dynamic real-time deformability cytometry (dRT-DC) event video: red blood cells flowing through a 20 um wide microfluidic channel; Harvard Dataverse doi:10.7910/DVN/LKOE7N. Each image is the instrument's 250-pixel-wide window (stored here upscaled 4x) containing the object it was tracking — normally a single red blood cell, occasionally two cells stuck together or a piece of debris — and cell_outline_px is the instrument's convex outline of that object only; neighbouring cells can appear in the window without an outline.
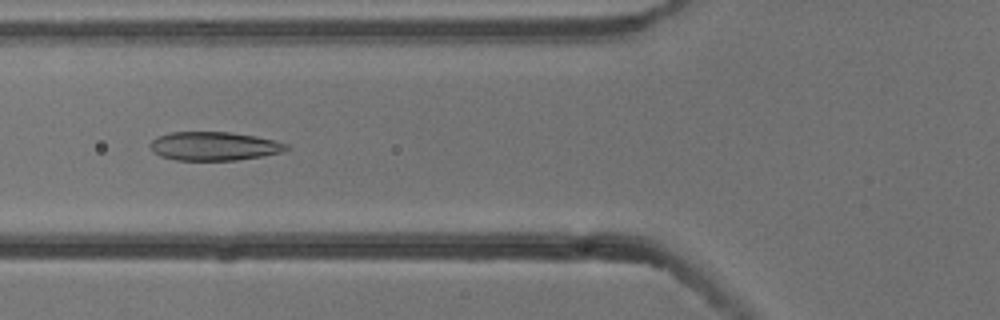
{"species": "common noctule bat (a hibernating species)", "species_latin": "Nyctalus noctula", "temperature_condition": "cold", "stored_images_in_passage": 9, "camera_frame_rate_fps": 3000, "um_per_image_px": 0.085, "animal": {"sex": "male", "body_mass_g": 13.3}, "frame": {"image": 1, "passage_image": 6, "time_ms": 1.667, "image_size_px": [1000, 320], "cell_outline_px": [[288, 148], [284, 152], [264, 156], [236, 160], [176, 160], [160, 156], [152, 152], [148, 144], [156, 136], [168, 132], [232, 132], [256, 136], [288, 144]], "centroid_in_image_um": [18.16, 12.42], "position_along_channel_um": 107.6, "area_um2": 23.0}}
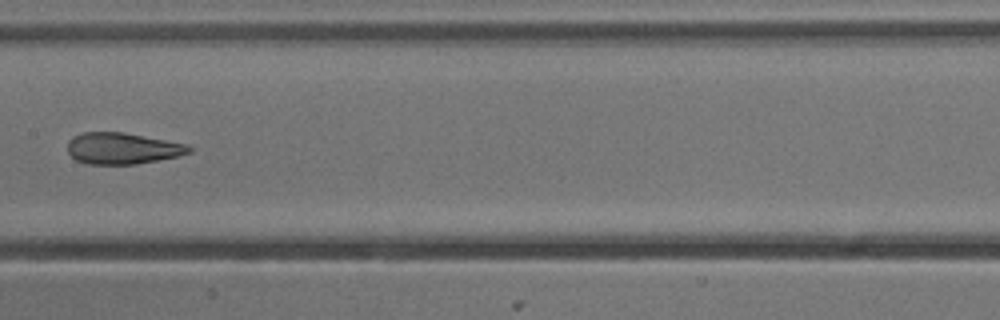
{"frame": {"image": 2, "passage_image": 8, "time_ms": 2.333, "image_size_px": [1000, 320], "cell_outline_px": [[192, 152], [176, 156], [136, 164], [84, 164], [76, 160], [68, 152], [68, 140], [72, 136], [84, 132], [124, 132], [188, 144], [192, 148]], "centroid_in_image_um": [10.39, 12.61], "position_along_channel_um": 197.0, "area_um2": 22.25}}
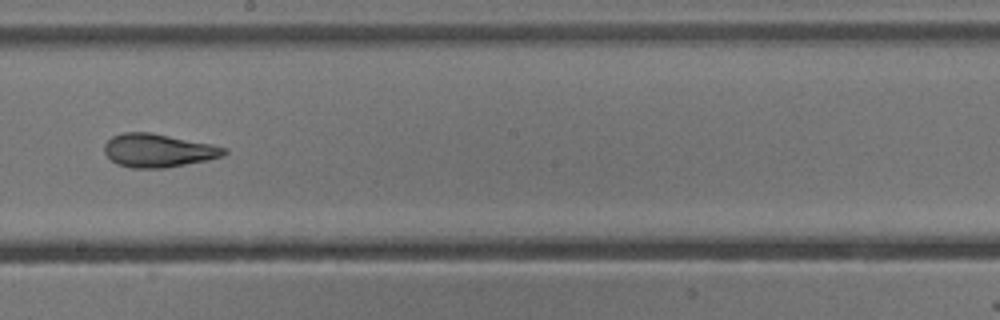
{"frame": {"image": 3, "passage_image": 9, "time_ms": 2.667, "image_size_px": [1000, 320], "cell_outline_px": [[228, 152], [224, 156], [208, 160], [164, 168], [132, 168], [116, 164], [104, 152], [104, 144], [112, 136], [124, 132], [152, 132], [212, 144], [228, 148]], "centroid_in_image_um": [13.47, 12.79], "position_along_channel_um": 234.7, "area_um2": 23.47}}